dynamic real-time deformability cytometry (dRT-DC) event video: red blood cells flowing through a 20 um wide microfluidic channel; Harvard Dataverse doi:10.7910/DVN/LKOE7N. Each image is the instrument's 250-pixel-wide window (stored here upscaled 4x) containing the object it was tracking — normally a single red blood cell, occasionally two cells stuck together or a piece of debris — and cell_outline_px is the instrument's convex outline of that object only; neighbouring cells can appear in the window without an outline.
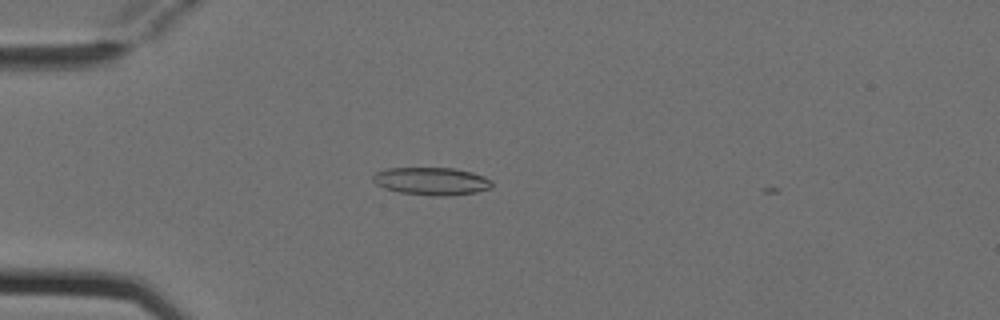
{"species": "Egyptian fruit bat (a non-hibernating species)", "species_latin": "Rousettus aegyptiacus", "temperature_condition": "cold", "stored_images_in_passage": 4, "camera_frame_rate_fps": 3000, "um_per_image_px": 0.085, "animal": {"sex": "female"}, "frame": {"image": 1, "passage_image": 3, "time_ms": 0.667, "image_size_px": [1000, 320], "cell_outline_px": [[492, 188], [476, 192], [448, 196], [432, 196], [400, 192], [384, 188], [376, 184], [372, 180], [372, 176], [376, 172], [388, 168], [452, 168], [472, 172], [484, 176], [492, 180]], "centroid_in_image_um": [36.69, 15.4], "position_along_channel_um": 48.3, "area_um2": 19.31}}